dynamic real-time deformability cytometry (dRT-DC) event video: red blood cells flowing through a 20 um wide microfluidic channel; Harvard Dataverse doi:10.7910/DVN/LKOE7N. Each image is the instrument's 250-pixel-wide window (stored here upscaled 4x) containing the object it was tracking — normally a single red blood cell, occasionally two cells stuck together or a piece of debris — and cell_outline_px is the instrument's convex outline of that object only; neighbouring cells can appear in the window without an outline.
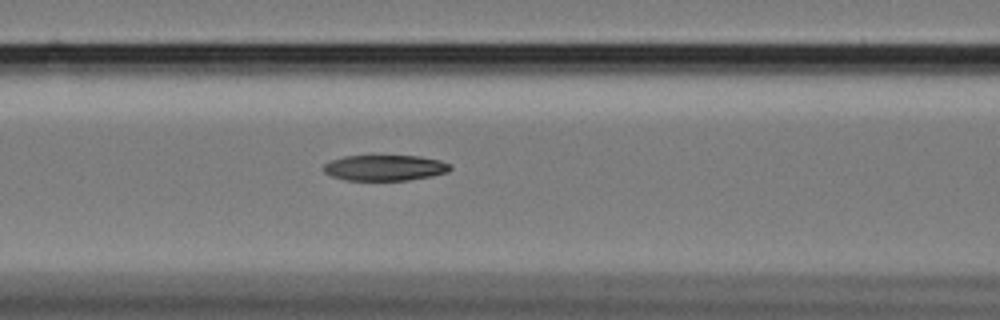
{"species": "Egyptian fruit bat (a non-hibernating species)", "species_latin": "Rousettus aegyptiacus", "temperature_condition": "cold", "stored_images_in_passage": 42, "camera_frame_rate_fps": 3000, "um_per_image_px": 0.085, "animal": {"sex": "female"}, "frame": {"image": 1, "passage_image": 18, "time_ms": 5.667, "image_size_px": [1000, 320], "cell_outline_px": [[452, 168], [448, 172], [432, 176], [408, 180], [344, 180], [332, 176], [324, 172], [324, 164], [332, 160], [344, 156], [420, 156], [440, 160], [452, 164]], "centroid_in_image_um": [32.75, 14.26], "position_along_channel_um": 133.8, "area_um2": 19.02}}
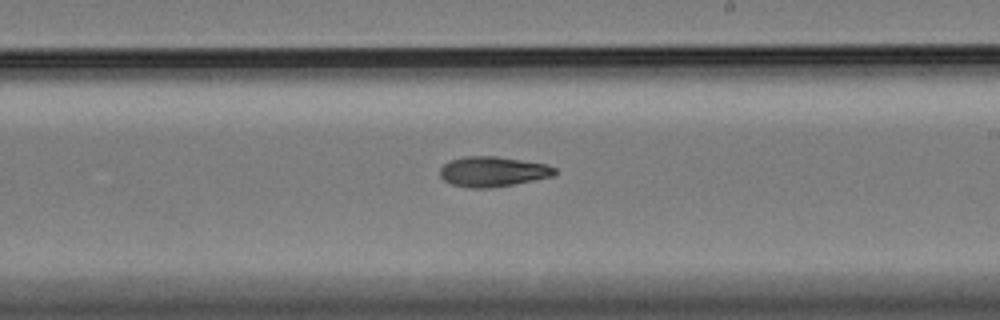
{"frame": {"image": 2, "passage_image": 28, "time_ms": 9.0, "image_size_px": [1000, 320], "cell_outline_px": [[556, 172], [552, 176], [512, 184], [488, 188], [468, 188], [452, 184], [444, 180], [440, 176], [440, 168], [448, 160], [464, 156], [496, 156], [544, 164], [556, 168]], "centroid_in_image_um": [41.82, 14.58], "position_along_channel_um": 247.2, "area_um2": 19.94}}
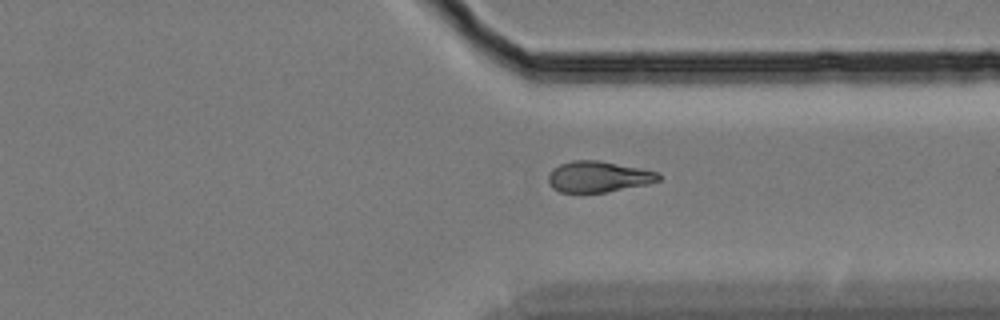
{"frame": {"image": 3, "passage_image": 38, "time_ms": 12.333, "image_size_px": [1000, 320], "cell_outline_px": [[660, 180], [648, 184], [604, 192], [560, 192], [552, 188], [548, 180], [548, 176], [552, 168], [560, 164], [572, 160], [600, 160], [660, 172]], "centroid_in_image_um": [50.85, 15.01], "position_along_channel_um": 360.5, "area_um2": 19.94}}